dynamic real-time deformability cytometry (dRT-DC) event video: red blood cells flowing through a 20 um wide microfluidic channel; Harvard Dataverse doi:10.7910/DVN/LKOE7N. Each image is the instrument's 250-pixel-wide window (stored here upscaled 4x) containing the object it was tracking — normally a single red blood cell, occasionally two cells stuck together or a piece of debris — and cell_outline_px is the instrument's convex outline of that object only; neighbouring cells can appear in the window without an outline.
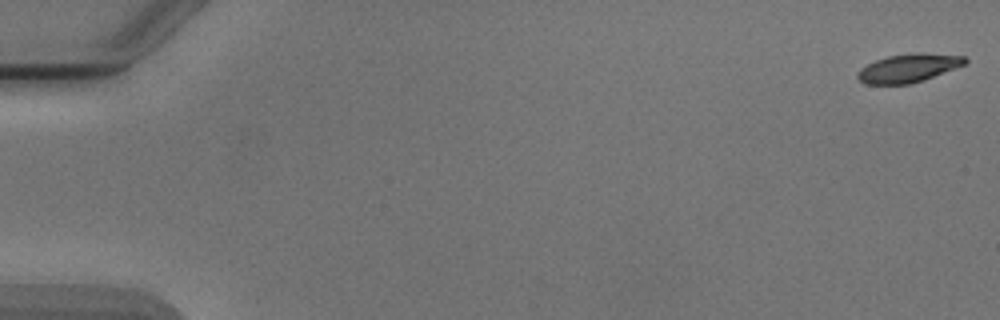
{"species": "Egyptian fruit bat (a non-hibernating species)", "species_latin": "Rousettus aegyptiacus", "temperature_condition": "cold", "stored_images_in_passage": 11, "camera_frame_rate_fps": 3000, "um_per_image_px": 0.085, "animal": {"sex": "male"}, "frame": {"image": 1, "passage_image": 1, "time_ms": 0.0, "image_size_px": [1000, 320], "cell_outline_px": [[968, 60], [964, 64], [924, 80], [908, 84], [864, 84], [856, 76], [860, 68], [876, 60], [888, 56], [920, 52], [964, 56]], "centroid_in_image_um": [77.19, 5.78], "position_along_channel_um": 7.8, "area_um2": 17.57}}